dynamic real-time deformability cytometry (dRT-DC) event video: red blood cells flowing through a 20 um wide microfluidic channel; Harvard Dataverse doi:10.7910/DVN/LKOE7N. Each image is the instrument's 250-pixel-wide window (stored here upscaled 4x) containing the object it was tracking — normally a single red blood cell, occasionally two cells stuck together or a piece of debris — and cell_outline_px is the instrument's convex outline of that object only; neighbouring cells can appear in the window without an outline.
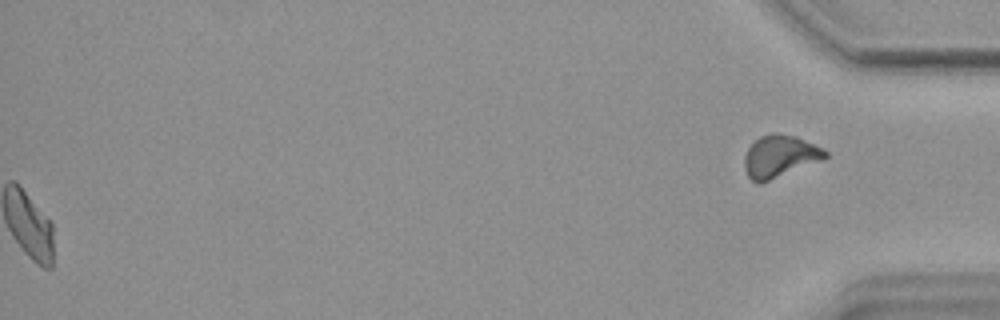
{"species": "common noctule bat (a hibernating species)", "species_latin": "Nyctalus noctula", "temperature_condition": "warm", "stored_images_in_passage": 55, "segment_of_instrument_passage": [2, 2], "camera_frame_rate_fps": 3000, "um_per_image_px": 0.085, "animal": {"sex": "female", "body_mass_g": 18.4}, "frame": {"image": 1, "passage_image": 55, "time_ms": 18.0, "image_size_px": [1000, 320], "cell_outline_px": [[828, 156], [824, 160], [760, 184], [752, 180], [748, 176], [744, 168], [744, 156], [748, 148], [760, 136], [772, 132], [776, 132], [796, 136], [824, 148], [828, 152]], "centroid_in_image_um": [66.31, 13.28], "position_along_channel_um": 368.9, "area_um2": 20.17}}